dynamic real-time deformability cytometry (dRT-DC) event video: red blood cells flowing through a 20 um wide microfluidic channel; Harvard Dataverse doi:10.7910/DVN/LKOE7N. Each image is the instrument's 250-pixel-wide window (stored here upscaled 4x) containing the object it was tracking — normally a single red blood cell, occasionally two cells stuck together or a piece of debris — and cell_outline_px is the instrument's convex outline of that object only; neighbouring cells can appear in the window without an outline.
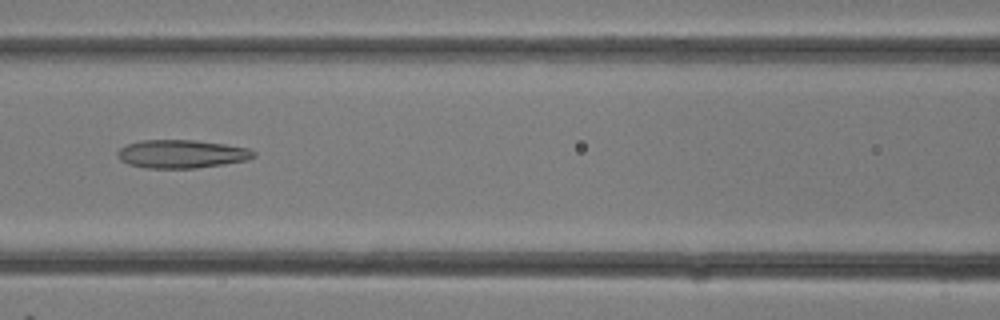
{"species": "common noctule bat (a hibernating species)", "species_latin": "Nyctalus noctula", "temperature_condition": "room temperature", "stored_images_in_passage": 26, "camera_frame_rate_fps": 3000, "um_per_image_px": 0.085, "animal": {"sex": "female"}, "frame": {"image": 1, "passage_image": 8, "time_ms": 2.333, "image_size_px": [1000, 320], "cell_outline_px": [[256, 156], [248, 160], [224, 164], [196, 168], [148, 168], [128, 164], [120, 160], [116, 156], [116, 152], [120, 148], [128, 144], [140, 140], [196, 140], [224, 144], [248, 148], [256, 152]], "centroid_in_image_um": [15.43, 13.08], "position_along_channel_um": 151.2, "area_um2": 22.54}}
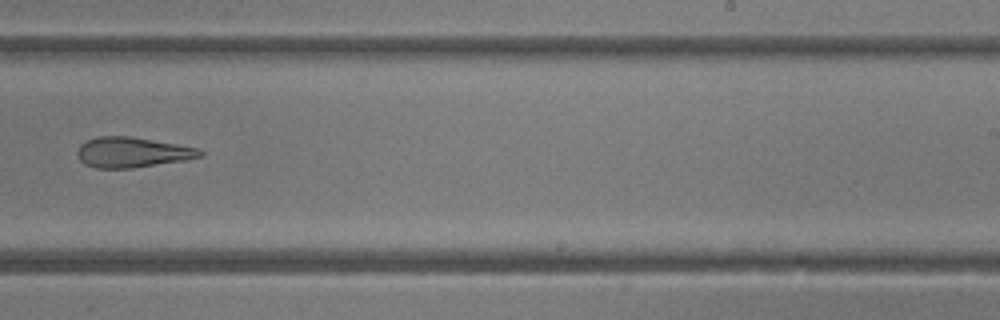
{"frame": {"image": 2, "passage_image": 14, "time_ms": 4.333, "image_size_px": [1000, 320], "cell_outline_px": [[204, 156], [188, 160], [132, 168], [96, 168], [84, 164], [80, 160], [76, 152], [80, 144], [96, 136], [132, 136], [200, 148], [204, 152]], "centroid_in_image_um": [11.28, 12.94], "position_along_channel_um": 277.7, "area_um2": 21.96}}
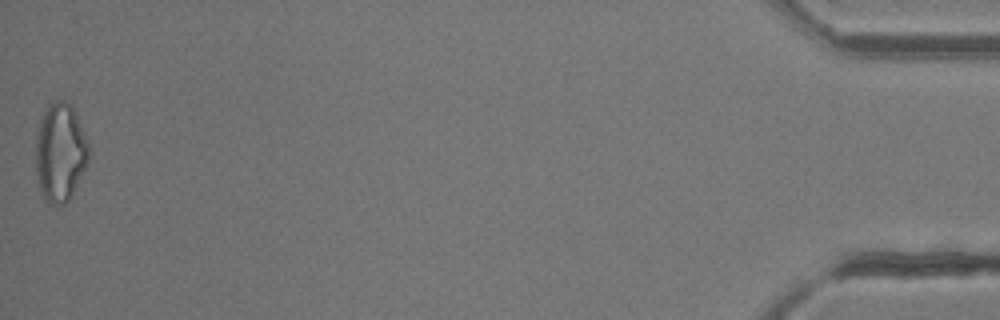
{"frame": {"image": 3, "passage_image": 26, "time_ms": 8.333, "image_size_px": [1000, 320], "cell_outline_px": [[88, 160], [72, 196], [64, 204], [48, 204], [44, 200], [36, 180], [36, 136], [40, 120], [48, 104], [56, 100], [64, 100], [76, 112], [84, 132], [88, 144]], "centroid_in_image_um": [5.09, 12.97], "position_along_channel_um": 430.1, "area_um2": 30.46}}